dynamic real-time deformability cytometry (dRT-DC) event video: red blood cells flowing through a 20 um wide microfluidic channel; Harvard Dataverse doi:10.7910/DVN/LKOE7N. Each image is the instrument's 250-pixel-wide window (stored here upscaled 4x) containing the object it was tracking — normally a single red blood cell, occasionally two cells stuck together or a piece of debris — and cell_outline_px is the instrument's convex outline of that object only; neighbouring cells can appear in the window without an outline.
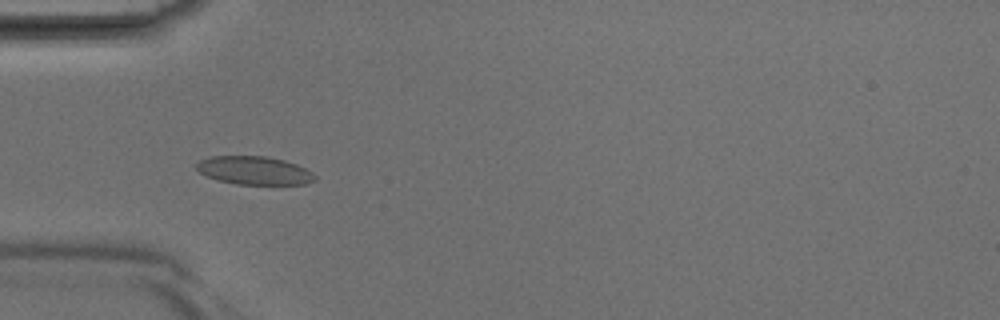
{"species": "Egyptian fruit bat (a non-hibernating species)", "species_latin": "Rousettus aegyptiacus", "temperature_condition": "room temperature", "stored_images_in_passage": 42, "camera_frame_rate_fps": 3000, "um_per_image_px": 0.085, "animal": {"sex": "male"}, "frame": {"image": 1, "passage_image": 14, "time_ms": 4.333, "image_size_px": [1000, 320], "cell_outline_px": [[316, 180], [308, 184], [236, 184], [220, 180], [208, 176], [200, 172], [196, 168], [196, 164], [200, 160], [212, 156], [264, 156], [284, 160], [296, 164], [312, 172], [316, 176]], "centroid_in_image_um": [21.64, 14.49], "position_along_channel_um": 63.4, "area_um2": 19.36}}
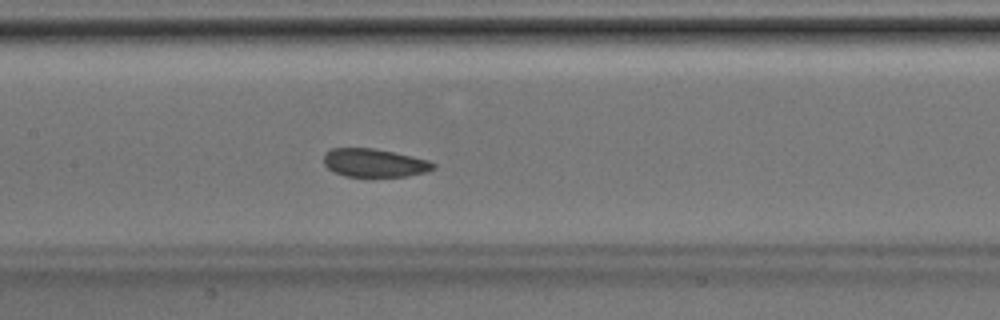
{"frame": {"image": 2, "passage_image": 21, "time_ms": 6.667, "image_size_px": [1000, 320], "cell_outline_px": [[436, 168], [428, 172], [404, 176], [344, 176], [328, 168], [324, 164], [324, 152], [332, 148], [372, 148], [392, 152], [428, 160], [436, 164]], "centroid_in_image_um": [31.82, 13.84], "position_along_channel_um": 175.6, "area_um2": 17.92}}
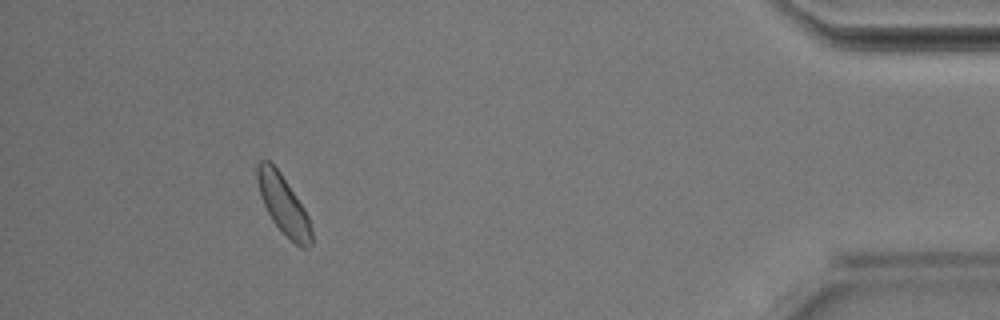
{"frame": {"image": 3, "passage_image": 39, "time_ms": 12.667, "image_size_px": [1000, 320], "cell_outline_px": [[312, 244], [308, 248], [300, 248], [272, 220], [260, 196], [256, 180], [256, 168], [260, 160], [268, 160], [280, 172], [304, 208], [308, 216], [312, 232]], "centroid_in_image_um": [24.08, 17.39], "position_along_channel_um": 411.1, "area_um2": 18.32}}